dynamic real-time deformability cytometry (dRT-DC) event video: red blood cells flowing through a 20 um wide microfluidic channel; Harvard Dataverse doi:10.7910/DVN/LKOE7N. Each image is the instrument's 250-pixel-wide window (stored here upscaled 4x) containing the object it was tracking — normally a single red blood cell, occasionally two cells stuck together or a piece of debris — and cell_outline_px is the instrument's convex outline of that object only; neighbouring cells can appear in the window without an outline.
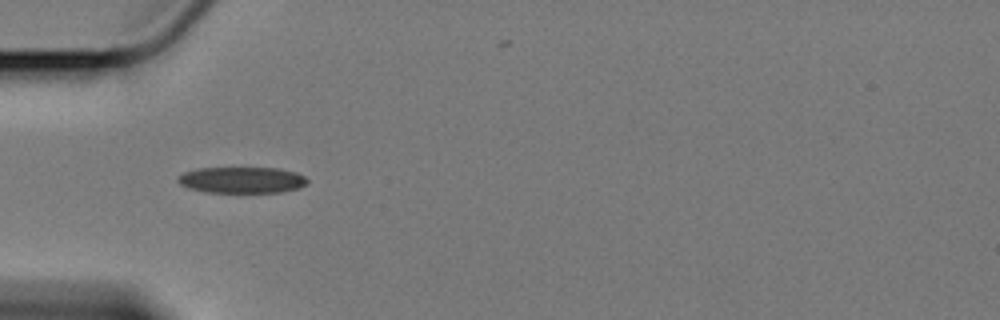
{"species": "Egyptian fruit bat (a non-hibernating species)", "species_latin": "Rousettus aegyptiacus", "temperature_condition": "cold", "stored_images_in_passage": 41, "camera_frame_rate_fps": 3000, "um_per_image_px": 0.085, "animal": {"sex": "female"}, "frame": {"image": 1, "passage_image": 1, "time_ms": 0.0, "image_size_px": [1000, 320], "cell_outline_px": [[308, 180], [300, 188], [280, 192], [204, 192], [188, 188], [180, 184], [176, 180], [176, 176], [184, 172], [196, 168], [280, 168], [296, 172], [304, 176]], "centroid_in_image_um": [20.52, 15.29], "position_along_channel_um": 64.5, "area_um2": 19.88}}
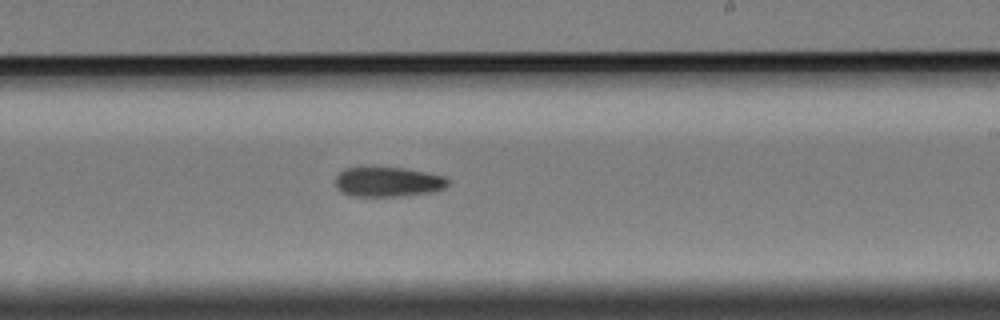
{"frame": {"image": 2, "passage_image": 18, "time_ms": 5.667, "image_size_px": [1000, 320], "cell_outline_px": [[448, 184], [444, 188], [432, 192], [396, 196], [352, 196], [336, 188], [336, 176], [344, 168], [372, 164], [404, 168], [444, 176], [448, 180]], "centroid_in_image_um": [32.92, 15.41], "position_along_channel_um": 256.1, "area_um2": 20.06}}
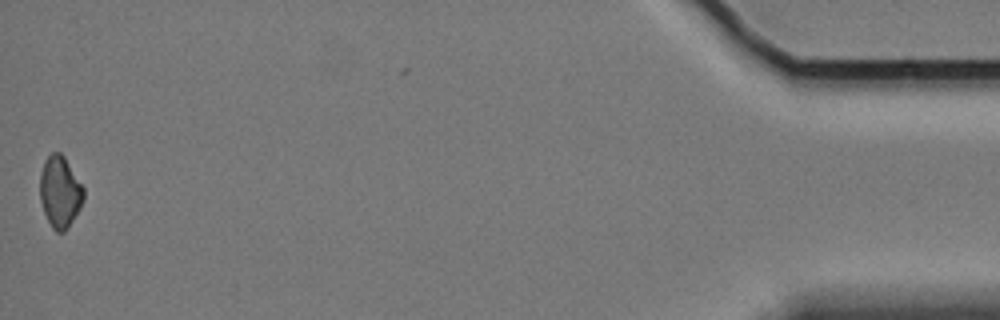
{"frame": {"image": 3, "passage_image": 41, "time_ms": 13.333, "image_size_px": [1000, 320], "cell_outline_px": [[84, 200], [80, 208], [64, 232], [56, 232], [52, 228], [44, 212], [40, 200], [40, 176], [44, 160], [52, 152], [60, 152], [64, 156], [84, 188]], "centroid_in_image_um": [5.09, 16.3], "position_along_channel_um": 430.1, "area_um2": 18.09}}